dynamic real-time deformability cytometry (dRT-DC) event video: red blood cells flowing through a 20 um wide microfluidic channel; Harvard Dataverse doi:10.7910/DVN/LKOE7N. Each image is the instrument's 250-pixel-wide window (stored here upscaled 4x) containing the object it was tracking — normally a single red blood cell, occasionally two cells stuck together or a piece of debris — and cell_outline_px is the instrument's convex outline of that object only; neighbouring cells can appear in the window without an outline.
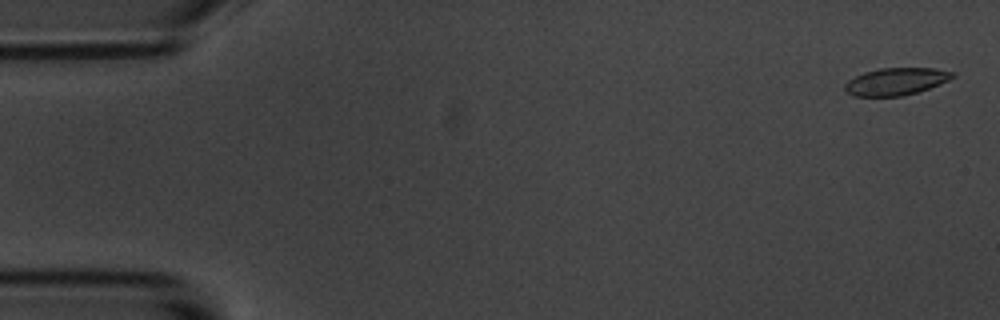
{"species": "common noctule bat (a hibernating species)", "species_latin": "Nyctalus noctula", "temperature_condition": "room temperature", "stored_images_in_passage": 5, "camera_frame_rate_fps": 3000, "um_per_image_px": 0.085, "animal": {"sex": "male", "body_mass_g": 20.1, "forearm_length_mm": 53.5}, "frame": {"image": 1, "passage_image": 1, "time_ms": 0.0, "image_size_px": [1000, 320], "cell_outline_px": [[956, 76], [940, 84], [916, 92], [900, 96], [852, 96], [844, 88], [844, 84], [848, 80], [864, 72], [880, 68], [932, 68], [956, 72]], "centroid_in_image_um": [76.16, 6.92], "position_along_channel_um": 8.8, "area_um2": 17.05}}
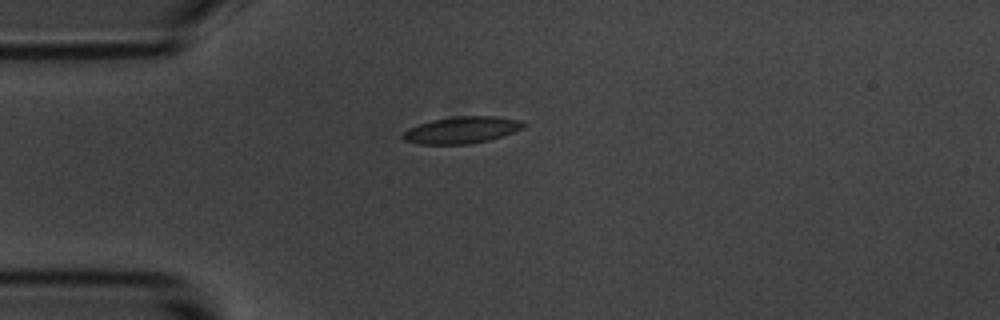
{"frame": {"image": 2, "passage_image": 5, "time_ms": 4.333, "image_size_px": [1000, 320], "cell_outline_px": [[524, 128], [488, 140], [472, 144], [420, 144], [404, 140], [400, 136], [408, 128], [432, 120], [456, 116], [492, 116], [520, 120], [524, 124]], "centroid_in_image_um": [39.21, 11.05], "position_along_channel_um": 45.8, "area_um2": 18.61}}